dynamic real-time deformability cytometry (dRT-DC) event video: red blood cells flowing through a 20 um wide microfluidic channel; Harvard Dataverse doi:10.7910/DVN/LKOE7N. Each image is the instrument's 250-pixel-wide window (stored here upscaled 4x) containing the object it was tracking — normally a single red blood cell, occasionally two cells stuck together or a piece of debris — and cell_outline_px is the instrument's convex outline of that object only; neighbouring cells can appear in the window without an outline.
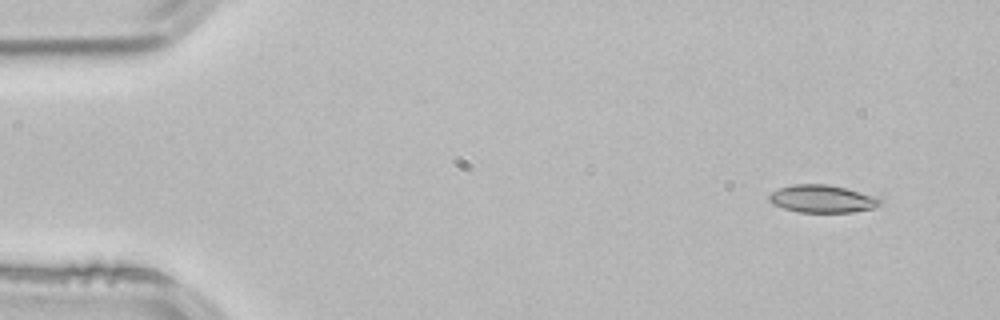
{"species": "common noctule bat (a hibernating species)", "species_latin": "Nyctalus noctula", "temperature_condition": "room temperature", "stored_images_in_passage": 2, "camera_frame_rate_fps": 3000, "um_per_image_px": 0.085, "animal": {"sex": "male", "body_mass_g": 21.5, "forearm_length_mm": 52.0}, "frame": {"image": 1, "passage_image": 1, "time_ms": 0.0, "image_size_px": [1000, 320], "cell_outline_px": [[884, 200], [880, 204], [872, 208], [852, 212], [800, 212], [784, 208], [772, 204], [768, 200], [768, 196], [772, 192], [780, 188], [792, 184], [828, 184], [876, 196]], "centroid_in_image_um": [69.88, 16.9], "position_along_channel_um": 15.1, "area_um2": 17.8}}